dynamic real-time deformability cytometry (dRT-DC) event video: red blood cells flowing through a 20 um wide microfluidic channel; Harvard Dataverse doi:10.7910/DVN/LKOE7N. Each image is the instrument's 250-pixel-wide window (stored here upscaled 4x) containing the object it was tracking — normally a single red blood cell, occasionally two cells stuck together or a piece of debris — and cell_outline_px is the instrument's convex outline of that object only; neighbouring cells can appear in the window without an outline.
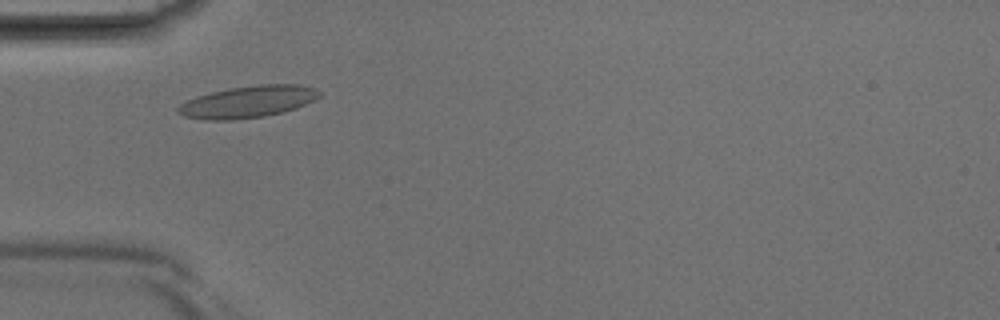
{"species": "Egyptian fruit bat (a non-hibernating species)", "species_latin": "Rousettus aegyptiacus", "temperature_condition": "room temperature", "stored_images_in_passage": 30, "camera_frame_rate_fps": 3000, "um_per_image_px": 0.085, "animal": {"sex": "male"}, "frame": {"image": 1, "passage_image": 2, "time_ms": 0.333, "image_size_px": [1000, 320], "cell_outline_px": [[324, 92], [320, 96], [296, 108], [264, 116], [232, 120], [204, 120], [184, 116], [176, 112], [176, 108], [180, 104], [196, 96], [212, 92], [232, 88], [260, 84], [296, 84], [316, 88]], "centroid_in_image_um": [21.06, 8.65], "position_along_channel_um": 63.9, "area_um2": 26.13}}
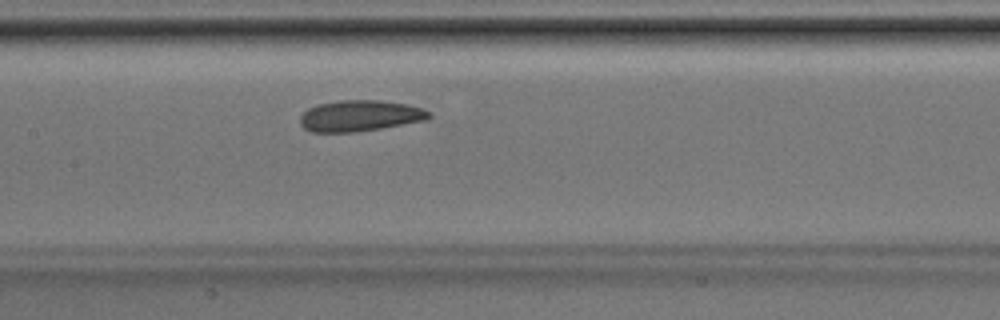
{"frame": {"image": 2, "passage_image": 9, "time_ms": 2.667, "image_size_px": [1000, 320], "cell_outline_px": [[432, 116], [428, 120], [356, 132], [312, 132], [304, 128], [300, 124], [300, 116], [308, 108], [316, 104], [340, 100], [376, 100], [408, 104], [432, 112]], "centroid_in_image_um": [30.6, 9.84], "position_along_channel_um": 176.8, "area_um2": 23.47}}
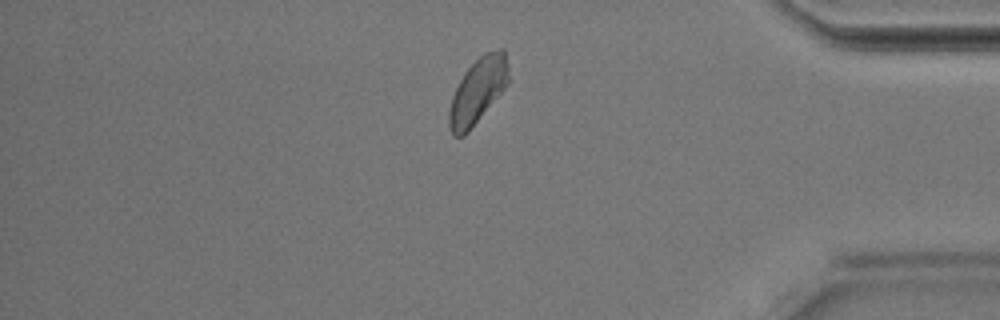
{"frame": {"image": 3, "passage_image": 24, "time_ms": 7.667, "image_size_px": [1000, 320], "cell_outline_px": [[508, 84], [468, 132], [464, 136], [452, 136], [448, 124], [448, 112], [452, 96], [464, 72], [484, 52], [500, 48], [504, 48], [508, 64]], "centroid_in_image_um": [40.6, 7.71], "position_along_channel_um": 394.6, "area_um2": 22.6}}